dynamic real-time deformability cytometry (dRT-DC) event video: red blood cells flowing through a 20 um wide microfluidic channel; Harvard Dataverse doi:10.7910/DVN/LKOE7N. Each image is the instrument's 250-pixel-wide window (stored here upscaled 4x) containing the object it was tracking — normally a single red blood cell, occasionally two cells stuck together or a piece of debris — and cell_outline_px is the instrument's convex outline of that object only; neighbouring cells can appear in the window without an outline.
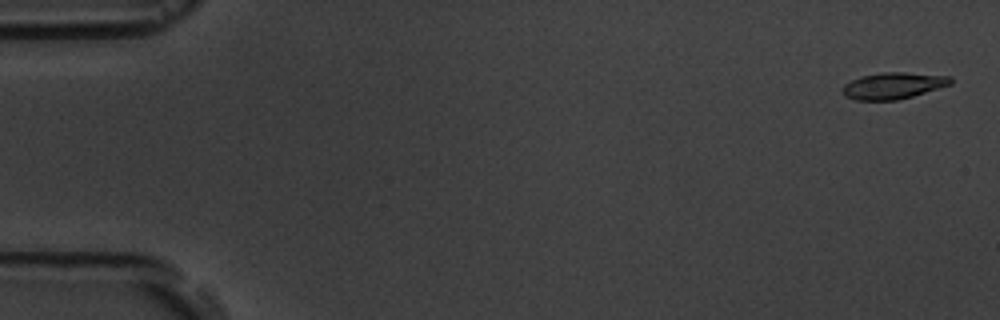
{"species": "common noctule bat (a hibernating species)", "species_latin": "Nyctalus noctula", "temperature_condition": "room temperature", "stored_images_in_passage": 6, "camera_frame_rate_fps": 3000, "um_per_image_px": 0.085, "animal": {"sex": "male", "body_mass_g": 19.5, "forearm_length_mm": 54.6}, "frame": {"image": 1, "passage_image": 1, "time_ms": 0.0, "image_size_px": [1000, 320], "cell_outline_px": [[952, 84], [912, 96], [896, 100], [856, 100], [844, 96], [840, 92], [840, 88], [844, 84], [860, 76], [880, 72], [904, 72], [952, 76]], "centroid_in_image_um": [75.88, 7.27], "position_along_channel_um": 9.1, "area_um2": 16.88}}